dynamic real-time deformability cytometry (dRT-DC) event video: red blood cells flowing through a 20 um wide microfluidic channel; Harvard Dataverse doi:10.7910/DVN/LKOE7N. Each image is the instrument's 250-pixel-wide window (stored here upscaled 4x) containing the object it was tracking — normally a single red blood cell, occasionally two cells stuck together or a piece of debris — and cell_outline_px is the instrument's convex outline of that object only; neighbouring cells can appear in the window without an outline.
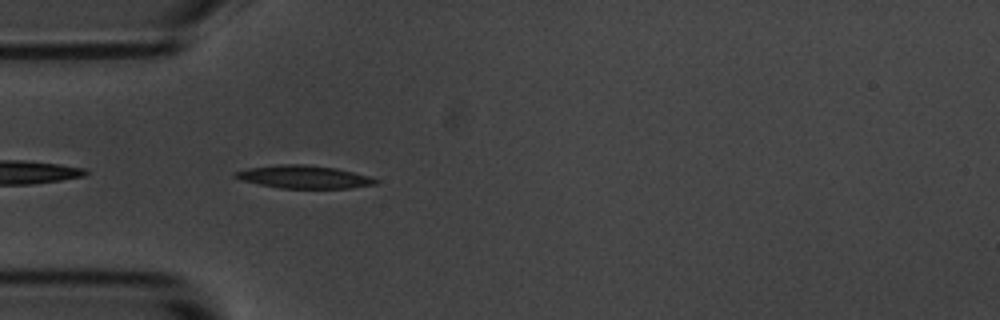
{"species": "common noctule bat (a hibernating species)", "species_latin": "Nyctalus noctula", "temperature_condition": "room temperature", "stored_images_in_passage": 17, "camera_frame_rate_fps": 3000, "um_per_image_px": 0.085, "animal": {"sex": "male", "body_mass_g": 20.1, "forearm_length_mm": 53.5}, "frame": {"image": 1, "passage_image": 3, "time_ms": 0.667, "image_size_px": [1000, 320], "cell_outline_px": [[380, 180], [376, 184], [352, 188], [280, 188], [240, 180], [232, 176], [232, 172], [248, 168], [280, 164], [308, 164], [336, 168], [368, 176]], "centroid_in_image_um": [25.8, 15.03], "position_along_channel_um": 59.2, "area_um2": 18.79}}
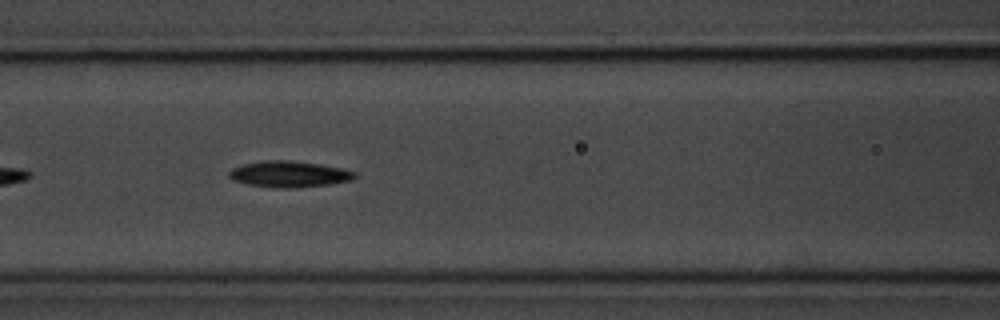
{"frame": {"image": 2, "passage_image": 10, "time_ms": 3.0, "image_size_px": [1000, 320], "cell_outline_px": [[356, 176], [352, 180], [328, 184], [292, 188], [284, 188], [248, 184], [232, 180], [228, 176], [228, 172], [232, 168], [244, 164], [268, 160], [288, 160], [320, 164], [344, 168], [356, 172]], "centroid_in_image_um": [24.59, 14.79], "position_along_channel_um": 142.0, "area_um2": 19.02}}